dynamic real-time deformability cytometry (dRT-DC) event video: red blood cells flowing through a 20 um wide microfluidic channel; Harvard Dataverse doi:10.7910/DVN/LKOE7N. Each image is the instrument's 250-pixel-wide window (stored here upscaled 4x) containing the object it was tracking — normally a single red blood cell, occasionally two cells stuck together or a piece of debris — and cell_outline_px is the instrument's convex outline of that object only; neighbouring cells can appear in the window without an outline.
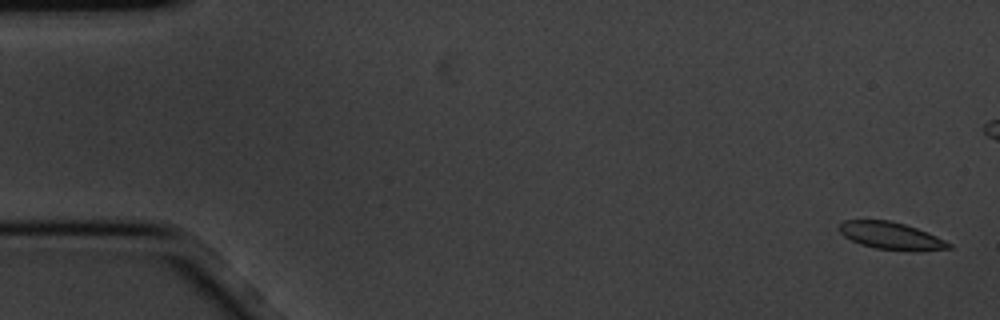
{"species": "common noctule bat (a hibernating species)", "species_latin": "Nyctalus noctula", "temperature_condition": "cold", "stored_images_in_passage": 6, "camera_frame_rate_fps": 3000, "um_per_image_px": 0.085, "animal": {"sex": "male", "body_mass_g": 20.1, "forearm_length_mm": 53.5}, "frame": {"image": 1, "passage_image": 1, "time_ms": 0.0, "image_size_px": [1000, 320], "cell_outline_px": [[952, 248], [876, 248], [860, 244], [844, 236], [836, 228], [844, 220], [892, 220], [916, 228], [936, 236], [952, 244]], "centroid_in_image_um": [75.61, 19.97], "position_along_channel_um": 9.4, "area_um2": 16.42}}